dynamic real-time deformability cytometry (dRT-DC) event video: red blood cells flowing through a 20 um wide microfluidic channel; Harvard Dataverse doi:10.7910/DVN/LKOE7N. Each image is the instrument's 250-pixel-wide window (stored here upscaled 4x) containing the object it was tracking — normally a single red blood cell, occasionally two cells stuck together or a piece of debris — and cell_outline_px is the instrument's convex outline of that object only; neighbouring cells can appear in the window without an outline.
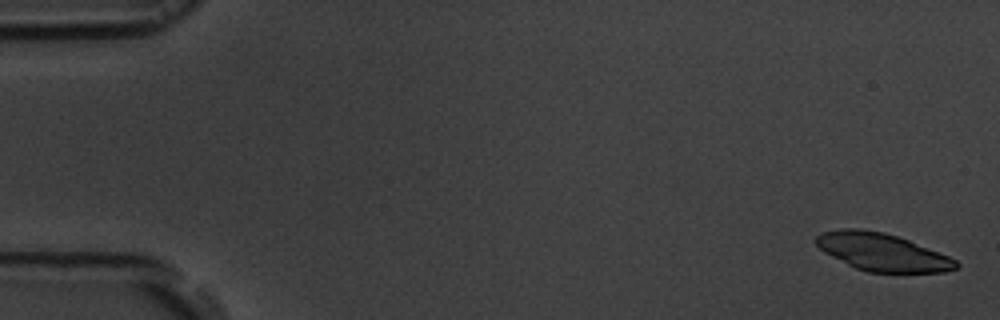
{"species": "common noctule bat (a hibernating species)", "species_latin": "Nyctalus noctula", "temperature_condition": "room temperature", "stored_images_in_passage": 55, "camera_frame_rate_fps": 3000, "um_per_image_px": 0.085, "animal": {"sex": "male", "body_mass_g": 19.5, "forearm_length_mm": 54.6}, "frame": {"image": 1, "passage_image": 2, "time_ms": 0.333, "image_size_px": [1000, 320], "cell_outline_px": [[960, 264], [956, 268], [944, 272], [868, 272], [856, 268], [824, 252], [812, 240], [820, 232], [840, 228], [860, 228], [884, 232], [908, 240], [948, 256], [956, 260]], "centroid_in_image_um": [74.94, 21.41], "position_along_channel_um": 10.1, "area_um2": 30.52}}
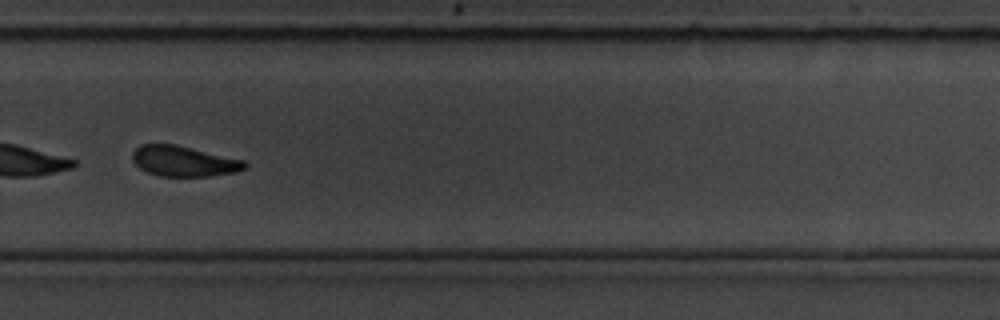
{"frame": {"image": 2, "passage_image": 39, "time_ms": 12.667, "image_size_px": [1000, 320], "cell_outline_px": [[248, 164], [244, 168], [236, 172], [208, 176], [160, 176], [148, 172], [140, 168], [132, 160], [132, 152], [140, 144], [172, 144], [244, 160]], "centroid_in_image_um": [15.59, 13.7], "position_along_channel_um": 314.2, "area_um2": 19.65}}